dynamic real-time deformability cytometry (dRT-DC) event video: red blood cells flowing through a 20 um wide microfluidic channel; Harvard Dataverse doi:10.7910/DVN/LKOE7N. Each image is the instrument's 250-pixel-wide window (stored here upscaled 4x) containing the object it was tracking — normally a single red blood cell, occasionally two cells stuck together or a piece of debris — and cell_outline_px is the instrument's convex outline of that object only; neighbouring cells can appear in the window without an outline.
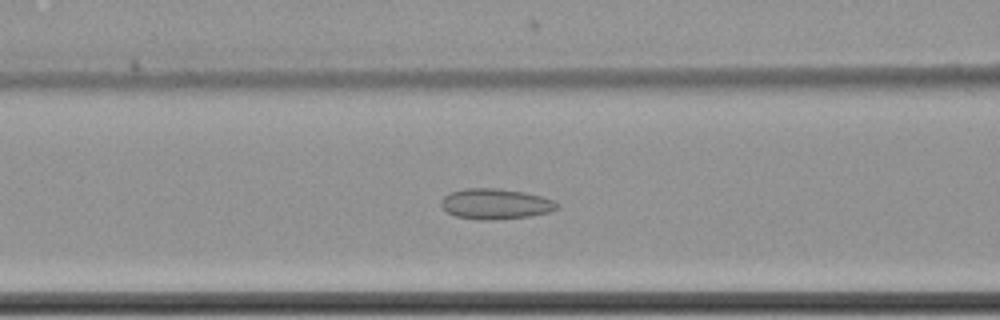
{"species": "common noctule bat (a hibernating species)", "species_latin": "Nyctalus noctula", "temperature_condition": "cold", "stored_images_in_passage": 56, "camera_frame_rate_fps": 3000, "um_per_image_px": 0.085, "animal": {"sex": "female", "body_mass_g": 22.7, "forearm_length_mm": 54.2}, "frame": {"image": 1, "passage_image": 29, "time_ms": 9.333, "image_size_px": [1000, 320], "cell_outline_px": [[556, 208], [548, 212], [532, 216], [496, 220], [480, 220], [456, 216], [448, 212], [440, 204], [440, 200], [444, 196], [452, 192], [464, 188], [500, 188], [524, 192], [544, 196], [552, 200], [556, 204]], "centroid_in_image_um": [42.1, 17.33], "position_along_channel_um": 124.5, "area_um2": 20.63}}
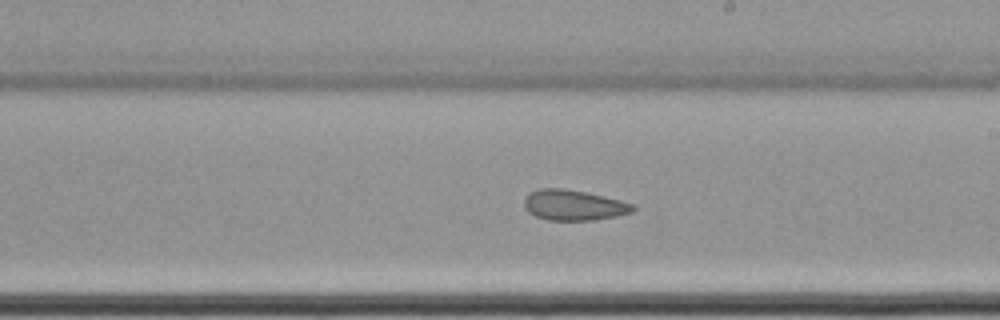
{"frame": {"image": 2, "passage_image": 39, "time_ms": 12.667, "image_size_px": [1000, 320], "cell_outline_px": [[636, 208], [632, 212], [616, 216], [592, 220], [548, 220], [536, 216], [528, 212], [524, 208], [524, 196], [528, 192], [540, 188], [564, 188], [584, 192], [620, 200], [636, 204]], "centroid_in_image_um": [48.74, 17.43], "position_along_channel_um": 240.3, "area_um2": 19.42}}
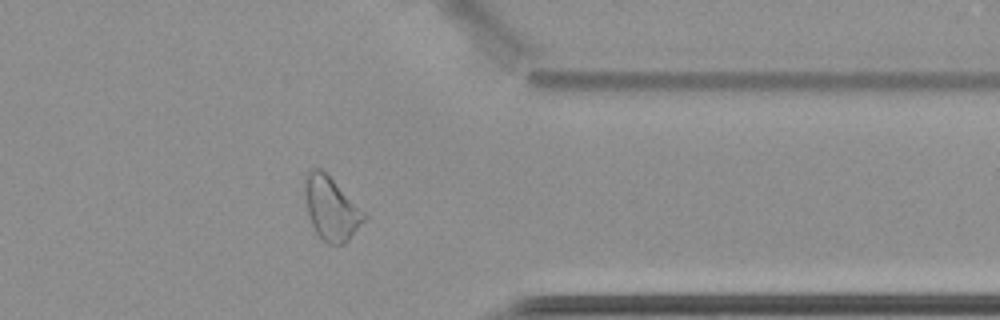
{"frame": {"image": 3, "passage_image": 52, "time_ms": 17.0, "image_size_px": [1000, 320], "cell_outline_px": [[368, 216], [348, 240], [344, 244], [328, 244], [316, 232], [308, 216], [304, 192], [304, 176], [312, 168], [320, 168]], "centroid_in_image_um": [28.11, 17.72], "position_along_channel_um": 383.3, "area_um2": 21.39}}